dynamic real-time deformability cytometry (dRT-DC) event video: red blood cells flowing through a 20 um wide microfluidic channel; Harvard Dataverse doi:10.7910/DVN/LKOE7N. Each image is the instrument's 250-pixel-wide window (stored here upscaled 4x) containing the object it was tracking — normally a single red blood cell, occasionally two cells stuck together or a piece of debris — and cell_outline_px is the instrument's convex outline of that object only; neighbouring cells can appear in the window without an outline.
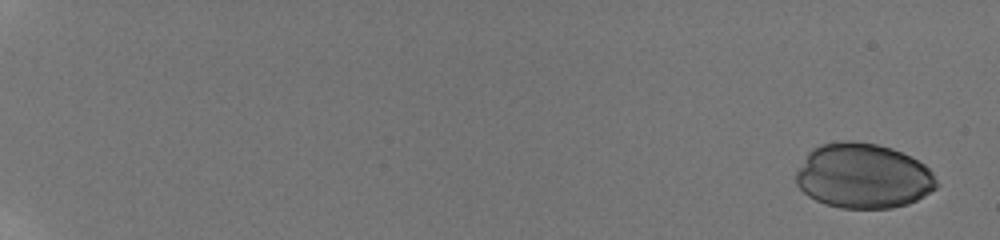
{"species": "human", "species_latin": "Homo sapiens", "temperature_condition": "room temperature", "stored_images_in_passage": 19, "camera_frame_rate_fps": 3000, "um_per_image_px": 0.085, "donor": {"sex": "male"}, "frame": {"image": 1, "passage_image": 1, "time_ms": 0.0, "image_size_px": [1000, 240], "cell_outline_px": [[940, 184], [936, 188], [924, 196], [908, 204], [892, 208], [840, 208], [824, 204], [808, 196], [796, 184], [796, 172], [808, 152], [812, 148], [820, 144], [844, 140], [852, 140], [876, 144], [892, 148], [924, 164], [932, 172]], "centroid_in_image_um": [73.36, 14.96], "position_along_channel_um": 11.6, "area_um2": 53.41}}
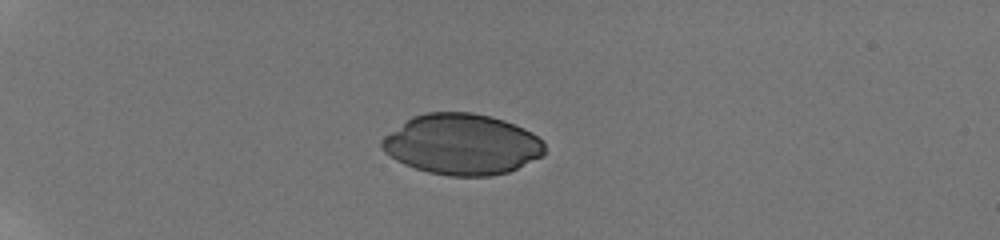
{"frame": {"image": 2, "passage_image": 10, "time_ms": 5.333, "image_size_px": [1000, 240], "cell_outline_px": [[544, 156], [508, 172], [488, 176], [448, 176], [428, 172], [404, 164], [396, 160], [384, 152], [380, 144], [380, 140], [384, 136], [412, 116], [428, 112], [472, 112], [504, 120], [524, 128], [532, 132], [544, 140]], "centroid_in_image_um": [39.28, 12.27], "position_along_channel_um": 45.7, "area_um2": 57.8}}